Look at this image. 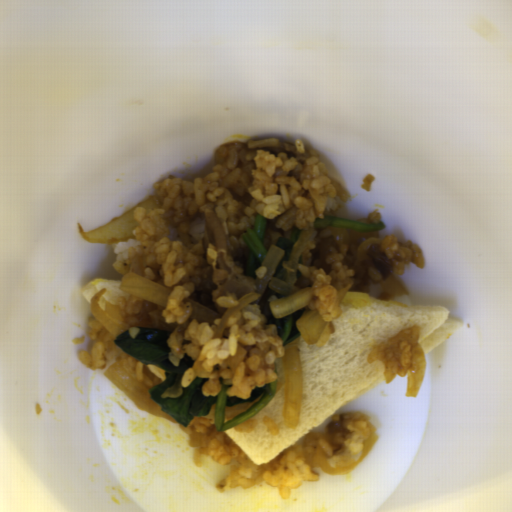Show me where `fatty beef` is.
<instances>
[{"label":"fatty beef","instance_id":"5","mask_svg":"<svg viewBox=\"0 0 512 512\" xmlns=\"http://www.w3.org/2000/svg\"><path fill=\"white\" fill-rule=\"evenodd\" d=\"M116 306L127 326L164 329L173 333L178 322L166 323L162 316L163 305L135 296L119 297Z\"/></svg>","mask_w":512,"mask_h":512},{"label":"fatty beef","instance_id":"1","mask_svg":"<svg viewBox=\"0 0 512 512\" xmlns=\"http://www.w3.org/2000/svg\"><path fill=\"white\" fill-rule=\"evenodd\" d=\"M204 219L205 234L189 250L198 264L187 279L194 287V292L188 298L223 317L226 311L255 291L257 279L248 276V272L237 266L217 212L207 207Z\"/></svg>","mask_w":512,"mask_h":512},{"label":"fatty beef","instance_id":"2","mask_svg":"<svg viewBox=\"0 0 512 512\" xmlns=\"http://www.w3.org/2000/svg\"><path fill=\"white\" fill-rule=\"evenodd\" d=\"M316 234L299 255L297 263L322 269L327 274L331 266L326 258L342 254L343 264L352 269L355 277L349 290L367 293L373 285L386 281L394 267L381 244L378 231H355L340 227L314 228Z\"/></svg>","mask_w":512,"mask_h":512},{"label":"fatty beef","instance_id":"8","mask_svg":"<svg viewBox=\"0 0 512 512\" xmlns=\"http://www.w3.org/2000/svg\"><path fill=\"white\" fill-rule=\"evenodd\" d=\"M213 439H217L220 445L226 451H232L236 445L235 441L231 439L223 430L217 431L215 424L210 426L207 431H194L190 433V444L193 447H204L209 445Z\"/></svg>","mask_w":512,"mask_h":512},{"label":"fatty beef","instance_id":"7","mask_svg":"<svg viewBox=\"0 0 512 512\" xmlns=\"http://www.w3.org/2000/svg\"><path fill=\"white\" fill-rule=\"evenodd\" d=\"M247 149L253 150H265L269 151L278 158L280 153H285L288 158H295L298 161H308L311 158V154L306 150L301 153L297 150L295 143L280 140L277 138H267L258 141H249L247 143Z\"/></svg>","mask_w":512,"mask_h":512},{"label":"fatty beef","instance_id":"9","mask_svg":"<svg viewBox=\"0 0 512 512\" xmlns=\"http://www.w3.org/2000/svg\"><path fill=\"white\" fill-rule=\"evenodd\" d=\"M295 288H309L311 290L313 282L307 279L306 275L295 269Z\"/></svg>","mask_w":512,"mask_h":512},{"label":"fatty beef","instance_id":"4","mask_svg":"<svg viewBox=\"0 0 512 512\" xmlns=\"http://www.w3.org/2000/svg\"><path fill=\"white\" fill-rule=\"evenodd\" d=\"M421 327L403 328L391 339L378 343L371 351L368 361H380L385 366L387 384L397 375L405 377L411 367L412 346L419 345Z\"/></svg>","mask_w":512,"mask_h":512},{"label":"fatty beef","instance_id":"3","mask_svg":"<svg viewBox=\"0 0 512 512\" xmlns=\"http://www.w3.org/2000/svg\"><path fill=\"white\" fill-rule=\"evenodd\" d=\"M267 353H273L274 357L279 356V349L275 343L265 341L248 345H238L236 348L235 355L227 356L222 364H216L213 366V371H208L204 368V363L200 359L193 360V370L197 378H206L208 381L204 382L201 386L204 396L214 397L217 396L222 390L220 378L224 379L226 386H231L233 378L236 374L237 368L240 364H244L245 371L244 376L251 377L255 374L252 371L248 359L252 356L258 357V367L261 370H275L274 364H268L265 360Z\"/></svg>","mask_w":512,"mask_h":512},{"label":"fatty beef","instance_id":"6","mask_svg":"<svg viewBox=\"0 0 512 512\" xmlns=\"http://www.w3.org/2000/svg\"><path fill=\"white\" fill-rule=\"evenodd\" d=\"M370 415L365 413H345L342 414L338 421H331L325 426V433L322 436L332 452L338 453L346 438H349L351 432L348 429L352 421H369Z\"/></svg>","mask_w":512,"mask_h":512}]
</instances>
